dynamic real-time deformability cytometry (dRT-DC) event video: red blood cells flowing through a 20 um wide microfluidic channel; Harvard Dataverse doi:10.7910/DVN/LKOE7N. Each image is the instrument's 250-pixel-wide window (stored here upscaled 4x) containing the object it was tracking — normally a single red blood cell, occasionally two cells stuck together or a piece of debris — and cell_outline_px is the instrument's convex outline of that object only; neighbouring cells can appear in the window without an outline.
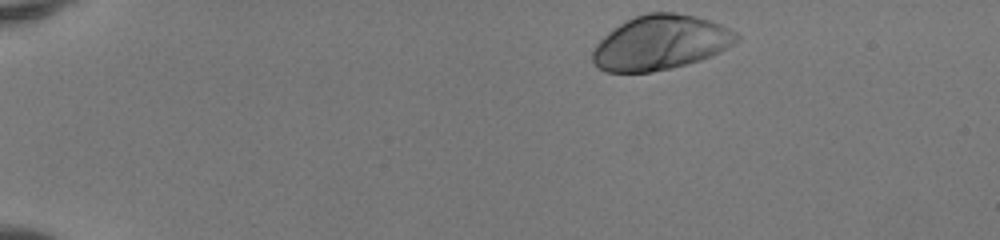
{"species": "human", "species_latin": "Homo sapiens", "temperature_condition": "room temperature", "stored_images_in_passage": 43, "camera_frame_rate_fps": 3000, "um_per_image_px": 0.085, "donor": {"sex": "female"}, "frame": {"image": 1, "passage_image": 1, "time_ms": 0.0, "image_size_px": [1000, 240], "cell_outline_px": [[740, 40], [720, 52], [700, 60], [652, 72], [604, 72], [592, 60], [592, 52], [596, 44], [608, 32], [620, 24], [636, 16], [648, 12], [676, 12], [696, 16], [720, 24], [736, 32], [740, 36]], "centroid_in_image_um": [56.16, 3.62], "position_along_channel_um": 28.8, "area_um2": 45.55}}
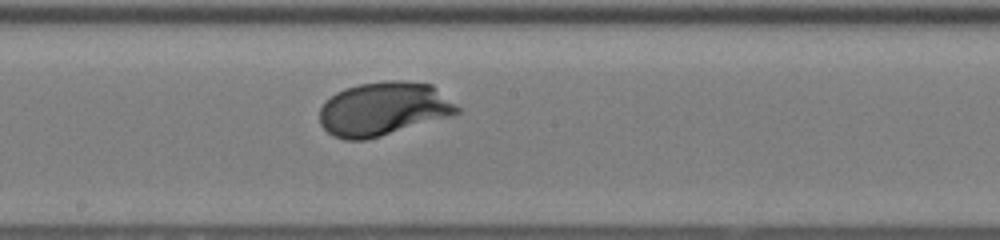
{"frame": {"image": 2, "passage_image": 22, "time_ms": 7.0, "image_size_px": [1000, 240], "cell_outline_px": [[460, 112], [452, 116], [380, 136], [364, 140], [344, 140], [332, 136], [320, 124], [320, 108], [336, 92], [344, 88], [360, 84], [388, 80], [404, 80], [432, 84], [456, 104], [460, 108]], "centroid_in_image_um": [32.61, 9.25], "position_along_channel_um": 215.6, "area_um2": 43.06}}
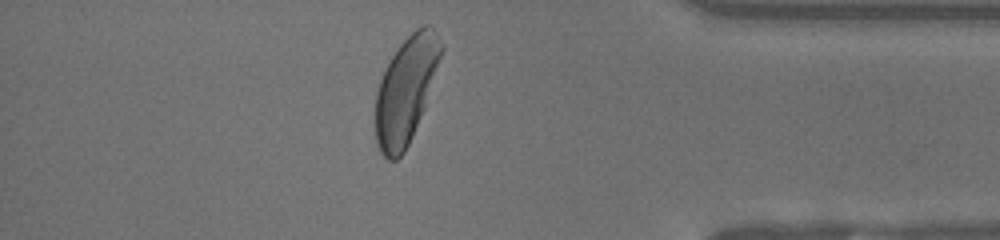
{"frame": {"image": 3, "passage_image": 37, "time_ms": 12.0, "image_size_px": [1000, 240], "cell_outline_px": [[444, 48], [424, 108], [412, 136], [404, 152], [396, 160], [388, 160], [380, 152], [376, 144], [376, 92], [380, 80], [392, 56], [400, 44], [416, 28], [424, 24], [428, 24], [436, 32]], "centroid_in_image_um": [34.5, 7.65], "position_along_channel_um": 400.7, "area_um2": 40.17}, "authors_computed_cell_mechanics": {"area_um2": 42.7142, "velocity_mm_per_s": 4.0986, "shape_relaxation_time_tau1_ms": 1.6505, "shape_relaxation_time_tau2_ms": null, "deformation_change_tau1": 0.1383, "deformation_change_tau2": null}}